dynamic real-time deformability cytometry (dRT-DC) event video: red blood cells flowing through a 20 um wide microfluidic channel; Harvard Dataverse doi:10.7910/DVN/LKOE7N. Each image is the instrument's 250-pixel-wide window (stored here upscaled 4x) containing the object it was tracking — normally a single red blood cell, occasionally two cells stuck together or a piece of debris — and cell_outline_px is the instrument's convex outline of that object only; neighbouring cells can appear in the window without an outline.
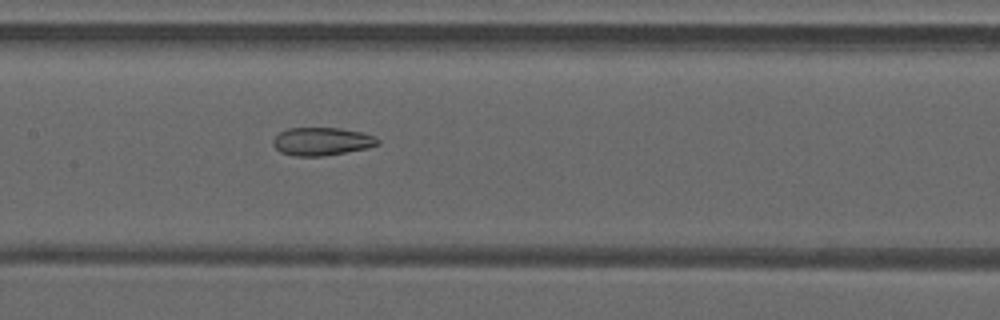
{"species": "common noctule bat (a hibernating species)", "species_latin": "Nyctalus noctula", "temperature_condition": "warm", "stored_images_in_passage": 42, "camera_frame_rate_fps": 3000, "um_per_image_px": 0.085, "animal": {"sex": "male", "forearm_length_mm": 52.5}, "frame": {"image": 1, "passage_image": 22, "time_ms": 7.0, "image_size_px": [1000, 320], "cell_outline_px": [[380, 144], [368, 148], [324, 156], [292, 156], [280, 152], [272, 144], [272, 140], [280, 132], [288, 128], [340, 128], [360, 132], [376, 136], [380, 140]], "centroid_in_image_um": [27.36, 12.03], "position_along_channel_um": 180.0, "area_um2": 17.22}}
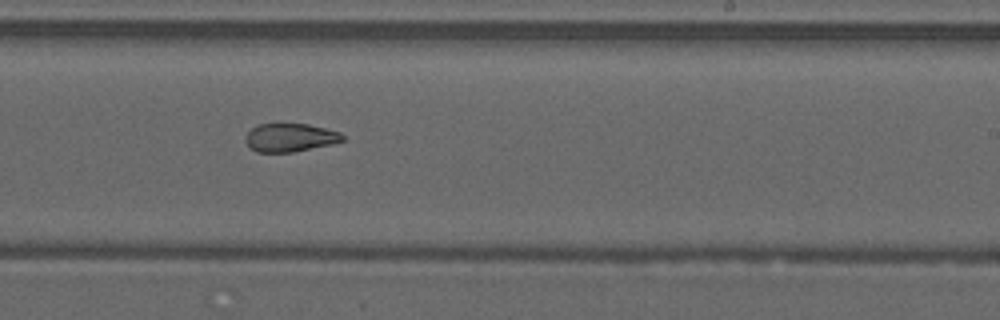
{"frame": {"image": 2, "passage_image": 28, "time_ms": 9.0, "image_size_px": [1000, 320], "cell_outline_px": [[344, 140], [332, 144], [292, 152], [256, 152], [248, 148], [244, 140], [244, 136], [256, 124], [280, 120], [308, 124], [340, 132], [344, 136]], "centroid_in_image_um": [24.57, 11.64], "position_along_channel_um": 264.4, "area_um2": 16.88}}
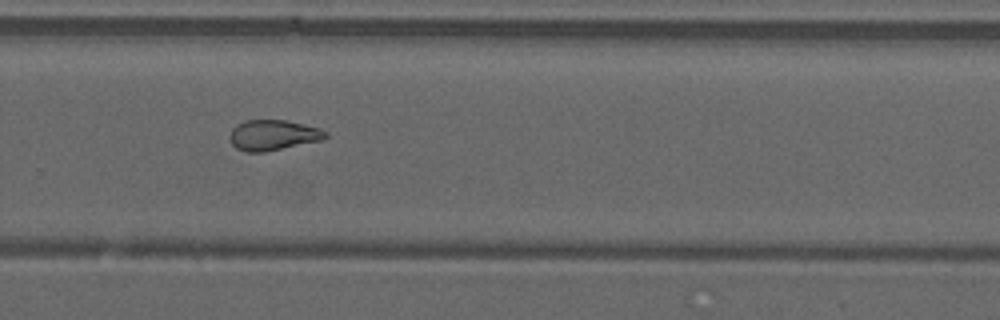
{"frame": {"image": 3, "passage_image": 31, "time_ms": 10.0, "image_size_px": [1000, 320], "cell_outline_px": [[328, 136], [324, 140], [264, 152], [244, 152], [236, 148], [232, 144], [228, 136], [232, 128], [236, 124], [244, 120], [288, 120], [320, 128], [328, 132]], "centroid_in_image_um": [23.21, 11.48], "position_along_channel_um": 306.6, "area_um2": 17.34}, "authors_computed_cell_mechanics": {"area_um2": 17.8891, "velocity_mm_per_s": 4.2353, "shape_relaxation_time_tau1_ms": null, "shape_relaxation_time_tau2_ms": 2.1212, "deformation_change_tau1": null, "deformation_change_tau2": 0.0894}}